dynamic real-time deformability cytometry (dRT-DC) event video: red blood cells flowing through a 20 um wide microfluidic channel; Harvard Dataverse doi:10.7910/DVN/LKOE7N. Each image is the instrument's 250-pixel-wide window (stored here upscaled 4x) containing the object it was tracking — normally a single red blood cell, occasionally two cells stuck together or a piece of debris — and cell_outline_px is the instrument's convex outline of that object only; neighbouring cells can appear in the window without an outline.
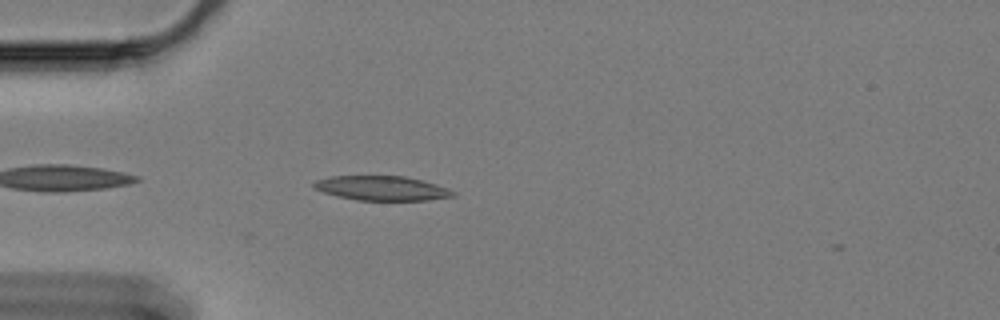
{"species": "Egyptian fruit bat (a non-hibernating species)", "species_latin": "Rousettus aegyptiacus", "temperature_condition": "cold", "stored_images_in_passage": 2, "camera_frame_rate_fps": 3000, "um_per_image_px": 0.085, "animal": {"sex": "female"}, "frame": {"image": 1, "passage_image": 2, "time_ms": 0.333, "image_size_px": [1000, 320], "cell_outline_px": [[456, 196], [428, 200], [356, 200], [336, 196], [312, 188], [312, 184], [316, 180], [332, 176], [404, 176], [436, 184], [448, 188], [456, 192]], "centroid_in_image_um": [32.45, 16.0], "position_along_channel_um": 52.6, "area_um2": 19.88}}